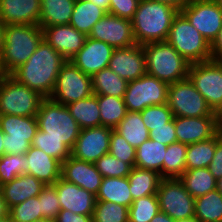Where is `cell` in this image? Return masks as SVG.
I'll return each mask as SVG.
<instances>
[{"label":"cell","instance_id":"cell-36","mask_svg":"<svg viewBox=\"0 0 222 222\" xmlns=\"http://www.w3.org/2000/svg\"><path fill=\"white\" fill-rule=\"evenodd\" d=\"M217 144V134L211 139L187 145L186 170L208 168Z\"/></svg>","mask_w":222,"mask_h":222},{"label":"cell","instance_id":"cell-19","mask_svg":"<svg viewBox=\"0 0 222 222\" xmlns=\"http://www.w3.org/2000/svg\"><path fill=\"white\" fill-rule=\"evenodd\" d=\"M113 51L114 48L109 44L87 37L84 46L70 61L83 73L92 77L108 67Z\"/></svg>","mask_w":222,"mask_h":222},{"label":"cell","instance_id":"cell-57","mask_svg":"<svg viewBox=\"0 0 222 222\" xmlns=\"http://www.w3.org/2000/svg\"><path fill=\"white\" fill-rule=\"evenodd\" d=\"M4 27H5V25H3L2 22L0 21V55L2 54V50H3Z\"/></svg>","mask_w":222,"mask_h":222},{"label":"cell","instance_id":"cell-55","mask_svg":"<svg viewBox=\"0 0 222 222\" xmlns=\"http://www.w3.org/2000/svg\"><path fill=\"white\" fill-rule=\"evenodd\" d=\"M9 216V209L6 205V202L0 192V219Z\"/></svg>","mask_w":222,"mask_h":222},{"label":"cell","instance_id":"cell-52","mask_svg":"<svg viewBox=\"0 0 222 222\" xmlns=\"http://www.w3.org/2000/svg\"><path fill=\"white\" fill-rule=\"evenodd\" d=\"M212 60L222 62V28L219 30L216 38L210 44Z\"/></svg>","mask_w":222,"mask_h":222},{"label":"cell","instance_id":"cell-49","mask_svg":"<svg viewBox=\"0 0 222 222\" xmlns=\"http://www.w3.org/2000/svg\"><path fill=\"white\" fill-rule=\"evenodd\" d=\"M149 135L150 139L167 146L177 142L174 127V117L170 122L166 123L165 126L154 127V129L149 132Z\"/></svg>","mask_w":222,"mask_h":222},{"label":"cell","instance_id":"cell-50","mask_svg":"<svg viewBox=\"0 0 222 222\" xmlns=\"http://www.w3.org/2000/svg\"><path fill=\"white\" fill-rule=\"evenodd\" d=\"M208 169L216 180L222 177V129L217 133L216 149Z\"/></svg>","mask_w":222,"mask_h":222},{"label":"cell","instance_id":"cell-13","mask_svg":"<svg viewBox=\"0 0 222 222\" xmlns=\"http://www.w3.org/2000/svg\"><path fill=\"white\" fill-rule=\"evenodd\" d=\"M188 78L215 112L222 105V62L193 63Z\"/></svg>","mask_w":222,"mask_h":222},{"label":"cell","instance_id":"cell-51","mask_svg":"<svg viewBox=\"0 0 222 222\" xmlns=\"http://www.w3.org/2000/svg\"><path fill=\"white\" fill-rule=\"evenodd\" d=\"M93 215H82L61 209L55 219V222H93Z\"/></svg>","mask_w":222,"mask_h":222},{"label":"cell","instance_id":"cell-45","mask_svg":"<svg viewBox=\"0 0 222 222\" xmlns=\"http://www.w3.org/2000/svg\"><path fill=\"white\" fill-rule=\"evenodd\" d=\"M140 113L143 123L149 132L154 129V127L165 126V124L170 122L174 117L167 103L146 107Z\"/></svg>","mask_w":222,"mask_h":222},{"label":"cell","instance_id":"cell-66","mask_svg":"<svg viewBox=\"0 0 222 222\" xmlns=\"http://www.w3.org/2000/svg\"><path fill=\"white\" fill-rule=\"evenodd\" d=\"M192 1H215V0H192Z\"/></svg>","mask_w":222,"mask_h":222},{"label":"cell","instance_id":"cell-32","mask_svg":"<svg viewBox=\"0 0 222 222\" xmlns=\"http://www.w3.org/2000/svg\"><path fill=\"white\" fill-rule=\"evenodd\" d=\"M135 149L150 139L149 130L143 123L140 112H127L126 116L114 128Z\"/></svg>","mask_w":222,"mask_h":222},{"label":"cell","instance_id":"cell-7","mask_svg":"<svg viewBox=\"0 0 222 222\" xmlns=\"http://www.w3.org/2000/svg\"><path fill=\"white\" fill-rule=\"evenodd\" d=\"M43 99L10 75L0 82V115L36 116Z\"/></svg>","mask_w":222,"mask_h":222},{"label":"cell","instance_id":"cell-3","mask_svg":"<svg viewBox=\"0 0 222 222\" xmlns=\"http://www.w3.org/2000/svg\"><path fill=\"white\" fill-rule=\"evenodd\" d=\"M43 39L40 25H5L1 59L6 73L10 75L23 65Z\"/></svg>","mask_w":222,"mask_h":222},{"label":"cell","instance_id":"cell-9","mask_svg":"<svg viewBox=\"0 0 222 222\" xmlns=\"http://www.w3.org/2000/svg\"><path fill=\"white\" fill-rule=\"evenodd\" d=\"M169 84L149 74L127 84L123 100L129 112H141L146 107L162 105L168 100Z\"/></svg>","mask_w":222,"mask_h":222},{"label":"cell","instance_id":"cell-23","mask_svg":"<svg viewBox=\"0 0 222 222\" xmlns=\"http://www.w3.org/2000/svg\"><path fill=\"white\" fill-rule=\"evenodd\" d=\"M40 0H0L3 25H39Z\"/></svg>","mask_w":222,"mask_h":222},{"label":"cell","instance_id":"cell-4","mask_svg":"<svg viewBox=\"0 0 222 222\" xmlns=\"http://www.w3.org/2000/svg\"><path fill=\"white\" fill-rule=\"evenodd\" d=\"M146 57V73L172 84L188 78L191 63L167 41L142 45Z\"/></svg>","mask_w":222,"mask_h":222},{"label":"cell","instance_id":"cell-15","mask_svg":"<svg viewBox=\"0 0 222 222\" xmlns=\"http://www.w3.org/2000/svg\"><path fill=\"white\" fill-rule=\"evenodd\" d=\"M88 37L103 41L114 49L136 44L131 20L106 13L93 27Z\"/></svg>","mask_w":222,"mask_h":222},{"label":"cell","instance_id":"cell-43","mask_svg":"<svg viewBox=\"0 0 222 222\" xmlns=\"http://www.w3.org/2000/svg\"><path fill=\"white\" fill-rule=\"evenodd\" d=\"M94 164L103 178L128 177L133 168L129 163L117 159L110 153L101 156Z\"/></svg>","mask_w":222,"mask_h":222},{"label":"cell","instance_id":"cell-29","mask_svg":"<svg viewBox=\"0 0 222 222\" xmlns=\"http://www.w3.org/2000/svg\"><path fill=\"white\" fill-rule=\"evenodd\" d=\"M107 12L92 3L89 0H76L70 20V25L79 32L89 35L92 27L106 14Z\"/></svg>","mask_w":222,"mask_h":222},{"label":"cell","instance_id":"cell-28","mask_svg":"<svg viewBox=\"0 0 222 222\" xmlns=\"http://www.w3.org/2000/svg\"><path fill=\"white\" fill-rule=\"evenodd\" d=\"M167 145L148 139L136 148L135 166L156 171L163 178V159Z\"/></svg>","mask_w":222,"mask_h":222},{"label":"cell","instance_id":"cell-11","mask_svg":"<svg viewBox=\"0 0 222 222\" xmlns=\"http://www.w3.org/2000/svg\"><path fill=\"white\" fill-rule=\"evenodd\" d=\"M5 154L25 155L38 130L36 116L0 115Z\"/></svg>","mask_w":222,"mask_h":222},{"label":"cell","instance_id":"cell-10","mask_svg":"<svg viewBox=\"0 0 222 222\" xmlns=\"http://www.w3.org/2000/svg\"><path fill=\"white\" fill-rule=\"evenodd\" d=\"M93 94L91 76L83 73L70 60L61 67L54 90L49 98L68 105Z\"/></svg>","mask_w":222,"mask_h":222},{"label":"cell","instance_id":"cell-24","mask_svg":"<svg viewBox=\"0 0 222 222\" xmlns=\"http://www.w3.org/2000/svg\"><path fill=\"white\" fill-rule=\"evenodd\" d=\"M46 185L29 174H22L0 186L8 209L31 197H37Z\"/></svg>","mask_w":222,"mask_h":222},{"label":"cell","instance_id":"cell-42","mask_svg":"<svg viewBox=\"0 0 222 222\" xmlns=\"http://www.w3.org/2000/svg\"><path fill=\"white\" fill-rule=\"evenodd\" d=\"M129 208L117 203L97 201L92 221L93 222H129Z\"/></svg>","mask_w":222,"mask_h":222},{"label":"cell","instance_id":"cell-31","mask_svg":"<svg viewBox=\"0 0 222 222\" xmlns=\"http://www.w3.org/2000/svg\"><path fill=\"white\" fill-rule=\"evenodd\" d=\"M130 193L133 200L156 194L159 184L163 179L159 173L153 170L142 169L134 166L128 175Z\"/></svg>","mask_w":222,"mask_h":222},{"label":"cell","instance_id":"cell-44","mask_svg":"<svg viewBox=\"0 0 222 222\" xmlns=\"http://www.w3.org/2000/svg\"><path fill=\"white\" fill-rule=\"evenodd\" d=\"M41 202L39 197H31L9 209L12 222H33L43 218L41 216Z\"/></svg>","mask_w":222,"mask_h":222},{"label":"cell","instance_id":"cell-54","mask_svg":"<svg viewBox=\"0 0 222 222\" xmlns=\"http://www.w3.org/2000/svg\"><path fill=\"white\" fill-rule=\"evenodd\" d=\"M150 222H175L169 215L159 211Z\"/></svg>","mask_w":222,"mask_h":222},{"label":"cell","instance_id":"cell-16","mask_svg":"<svg viewBox=\"0 0 222 222\" xmlns=\"http://www.w3.org/2000/svg\"><path fill=\"white\" fill-rule=\"evenodd\" d=\"M112 130L105 126L82 129L71 150V156L95 163L101 156L109 153Z\"/></svg>","mask_w":222,"mask_h":222},{"label":"cell","instance_id":"cell-26","mask_svg":"<svg viewBox=\"0 0 222 222\" xmlns=\"http://www.w3.org/2000/svg\"><path fill=\"white\" fill-rule=\"evenodd\" d=\"M129 187L128 177H104L96 200L117 203L129 208L133 202Z\"/></svg>","mask_w":222,"mask_h":222},{"label":"cell","instance_id":"cell-62","mask_svg":"<svg viewBox=\"0 0 222 222\" xmlns=\"http://www.w3.org/2000/svg\"><path fill=\"white\" fill-rule=\"evenodd\" d=\"M216 189L222 194V177L217 180Z\"/></svg>","mask_w":222,"mask_h":222},{"label":"cell","instance_id":"cell-27","mask_svg":"<svg viewBox=\"0 0 222 222\" xmlns=\"http://www.w3.org/2000/svg\"><path fill=\"white\" fill-rule=\"evenodd\" d=\"M76 0H40L41 27L69 24Z\"/></svg>","mask_w":222,"mask_h":222},{"label":"cell","instance_id":"cell-65","mask_svg":"<svg viewBox=\"0 0 222 222\" xmlns=\"http://www.w3.org/2000/svg\"><path fill=\"white\" fill-rule=\"evenodd\" d=\"M215 2L219 6V8L222 10V0H215Z\"/></svg>","mask_w":222,"mask_h":222},{"label":"cell","instance_id":"cell-6","mask_svg":"<svg viewBox=\"0 0 222 222\" xmlns=\"http://www.w3.org/2000/svg\"><path fill=\"white\" fill-rule=\"evenodd\" d=\"M166 41L191 64L212 60L210 43L180 11L172 21Z\"/></svg>","mask_w":222,"mask_h":222},{"label":"cell","instance_id":"cell-22","mask_svg":"<svg viewBox=\"0 0 222 222\" xmlns=\"http://www.w3.org/2000/svg\"><path fill=\"white\" fill-rule=\"evenodd\" d=\"M53 186L56 188L61 209L82 215H93L97 202L94 194L61 177Z\"/></svg>","mask_w":222,"mask_h":222},{"label":"cell","instance_id":"cell-46","mask_svg":"<svg viewBox=\"0 0 222 222\" xmlns=\"http://www.w3.org/2000/svg\"><path fill=\"white\" fill-rule=\"evenodd\" d=\"M109 153L117 159L129 163L132 167L135 166L136 149L132 147L127 140L114 129L112 130L110 136Z\"/></svg>","mask_w":222,"mask_h":222},{"label":"cell","instance_id":"cell-40","mask_svg":"<svg viewBox=\"0 0 222 222\" xmlns=\"http://www.w3.org/2000/svg\"><path fill=\"white\" fill-rule=\"evenodd\" d=\"M26 155L5 154L0 158V186L22 174H28Z\"/></svg>","mask_w":222,"mask_h":222},{"label":"cell","instance_id":"cell-33","mask_svg":"<svg viewBox=\"0 0 222 222\" xmlns=\"http://www.w3.org/2000/svg\"><path fill=\"white\" fill-rule=\"evenodd\" d=\"M93 94L123 98L128 82L111 69L104 68L91 77Z\"/></svg>","mask_w":222,"mask_h":222},{"label":"cell","instance_id":"cell-41","mask_svg":"<svg viewBox=\"0 0 222 222\" xmlns=\"http://www.w3.org/2000/svg\"><path fill=\"white\" fill-rule=\"evenodd\" d=\"M31 146L43 150L47 155L61 163L71 156V150L62 140L49 138L46 136V132L39 129L36 131Z\"/></svg>","mask_w":222,"mask_h":222},{"label":"cell","instance_id":"cell-61","mask_svg":"<svg viewBox=\"0 0 222 222\" xmlns=\"http://www.w3.org/2000/svg\"><path fill=\"white\" fill-rule=\"evenodd\" d=\"M218 120L222 123V105L215 111Z\"/></svg>","mask_w":222,"mask_h":222},{"label":"cell","instance_id":"cell-47","mask_svg":"<svg viewBox=\"0 0 222 222\" xmlns=\"http://www.w3.org/2000/svg\"><path fill=\"white\" fill-rule=\"evenodd\" d=\"M38 197L41 202V216L55 221L61 210L56 188L53 185H46Z\"/></svg>","mask_w":222,"mask_h":222},{"label":"cell","instance_id":"cell-17","mask_svg":"<svg viewBox=\"0 0 222 222\" xmlns=\"http://www.w3.org/2000/svg\"><path fill=\"white\" fill-rule=\"evenodd\" d=\"M174 127L177 142L188 145L211 139L222 129V123L217 116H174Z\"/></svg>","mask_w":222,"mask_h":222},{"label":"cell","instance_id":"cell-2","mask_svg":"<svg viewBox=\"0 0 222 222\" xmlns=\"http://www.w3.org/2000/svg\"><path fill=\"white\" fill-rule=\"evenodd\" d=\"M179 10L155 0H140L132 22L136 44L166 41Z\"/></svg>","mask_w":222,"mask_h":222},{"label":"cell","instance_id":"cell-58","mask_svg":"<svg viewBox=\"0 0 222 222\" xmlns=\"http://www.w3.org/2000/svg\"><path fill=\"white\" fill-rule=\"evenodd\" d=\"M3 138H4V132L1 130L0 127V158L5 155V150H4V146H3Z\"/></svg>","mask_w":222,"mask_h":222},{"label":"cell","instance_id":"cell-30","mask_svg":"<svg viewBox=\"0 0 222 222\" xmlns=\"http://www.w3.org/2000/svg\"><path fill=\"white\" fill-rule=\"evenodd\" d=\"M66 107L81 130L101 126L98 95L92 94L87 98L68 104Z\"/></svg>","mask_w":222,"mask_h":222},{"label":"cell","instance_id":"cell-5","mask_svg":"<svg viewBox=\"0 0 222 222\" xmlns=\"http://www.w3.org/2000/svg\"><path fill=\"white\" fill-rule=\"evenodd\" d=\"M38 129L49 138L59 139L72 150L81 128L71 116L66 105L44 98L36 114Z\"/></svg>","mask_w":222,"mask_h":222},{"label":"cell","instance_id":"cell-60","mask_svg":"<svg viewBox=\"0 0 222 222\" xmlns=\"http://www.w3.org/2000/svg\"><path fill=\"white\" fill-rule=\"evenodd\" d=\"M175 222H200L197 218L192 217L189 219H180V220H175Z\"/></svg>","mask_w":222,"mask_h":222},{"label":"cell","instance_id":"cell-37","mask_svg":"<svg viewBox=\"0 0 222 222\" xmlns=\"http://www.w3.org/2000/svg\"><path fill=\"white\" fill-rule=\"evenodd\" d=\"M101 126L114 129L128 112L123 98L98 95Z\"/></svg>","mask_w":222,"mask_h":222},{"label":"cell","instance_id":"cell-1","mask_svg":"<svg viewBox=\"0 0 222 222\" xmlns=\"http://www.w3.org/2000/svg\"><path fill=\"white\" fill-rule=\"evenodd\" d=\"M66 61L43 39L30 58L10 76L44 98H49L54 90L59 71Z\"/></svg>","mask_w":222,"mask_h":222},{"label":"cell","instance_id":"cell-18","mask_svg":"<svg viewBox=\"0 0 222 222\" xmlns=\"http://www.w3.org/2000/svg\"><path fill=\"white\" fill-rule=\"evenodd\" d=\"M108 68L127 82L146 74V57L142 45L114 49Z\"/></svg>","mask_w":222,"mask_h":222},{"label":"cell","instance_id":"cell-64","mask_svg":"<svg viewBox=\"0 0 222 222\" xmlns=\"http://www.w3.org/2000/svg\"><path fill=\"white\" fill-rule=\"evenodd\" d=\"M0 222H12V220H11L10 216H7L5 218H1Z\"/></svg>","mask_w":222,"mask_h":222},{"label":"cell","instance_id":"cell-48","mask_svg":"<svg viewBox=\"0 0 222 222\" xmlns=\"http://www.w3.org/2000/svg\"><path fill=\"white\" fill-rule=\"evenodd\" d=\"M140 0H109L108 13L132 20Z\"/></svg>","mask_w":222,"mask_h":222},{"label":"cell","instance_id":"cell-53","mask_svg":"<svg viewBox=\"0 0 222 222\" xmlns=\"http://www.w3.org/2000/svg\"><path fill=\"white\" fill-rule=\"evenodd\" d=\"M155 1L173 6L174 8L180 11L182 8L186 7L192 0H155Z\"/></svg>","mask_w":222,"mask_h":222},{"label":"cell","instance_id":"cell-25","mask_svg":"<svg viewBox=\"0 0 222 222\" xmlns=\"http://www.w3.org/2000/svg\"><path fill=\"white\" fill-rule=\"evenodd\" d=\"M25 155L29 164L28 174L45 185H53L61 177V162L43 150L31 146Z\"/></svg>","mask_w":222,"mask_h":222},{"label":"cell","instance_id":"cell-14","mask_svg":"<svg viewBox=\"0 0 222 222\" xmlns=\"http://www.w3.org/2000/svg\"><path fill=\"white\" fill-rule=\"evenodd\" d=\"M180 12L210 44L222 28V10L215 1H191Z\"/></svg>","mask_w":222,"mask_h":222},{"label":"cell","instance_id":"cell-8","mask_svg":"<svg viewBox=\"0 0 222 222\" xmlns=\"http://www.w3.org/2000/svg\"><path fill=\"white\" fill-rule=\"evenodd\" d=\"M167 104L176 117L217 116L189 78L169 84Z\"/></svg>","mask_w":222,"mask_h":222},{"label":"cell","instance_id":"cell-12","mask_svg":"<svg viewBox=\"0 0 222 222\" xmlns=\"http://www.w3.org/2000/svg\"><path fill=\"white\" fill-rule=\"evenodd\" d=\"M160 211L174 220L194 217L195 198L179 178H163L156 193Z\"/></svg>","mask_w":222,"mask_h":222},{"label":"cell","instance_id":"cell-34","mask_svg":"<svg viewBox=\"0 0 222 222\" xmlns=\"http://www.w3.org/2000/svg\"><path fill=\"white\" fill-rule=\"evenodd\" d=\"M179 180L194 198L203 196L216 189L217 180L208 168L186 170L179 177Z\"/></svg>","mask_w":222,"mask_h":222},{"label":"cell","instance_id":"cell-38","mask_svg":"<svg viewBox=\"0 0 222 222\" xmlns=\"http://www.w3.org/2000/svg\"><path fill=\"white\" fill-rule=\"evenodd\" d=\"M186 151L187 144L168 145L163 159V178H179L186 171Z\"/></svg>","mask_w":222,"mask_h":222},{"label":"cell","instance_id":"cell-59","mask_svg":"<svg viewBox=\"0 0 222 222\" xmlns=\"http://www.w3.org/2000/svg\"><path fill=\"white\" fill-rule=\"evenodd\" d=\"M7 76H8V74L4 70L1 55H0V82L3 81Z\"/></svg>","mask_w":222,"mask_h":222},{"label":"cell","instance_id":"cell-20","mask_svg":"<svg viewBox=\"0 0 222 222\" xmlns=\"http://www.w3.org/2000/svg\"><path fill=\"white\" fill-rule=\"evenodd\" d=\"M61 178L95 196L98 194L103 179L94 163L79 160L73 156L61 163Z\"/></svg>","mask_w":222,"mask_h":222},{"label":"cell","instance_id":"cell-35","mask_svg":"<svg viewBox=\"0 0 222 222\" xmlns=\"http://www.w3.org/2000/svg\"><path fill=\"white\" fill-rule=\"evenodd\" d=\"M194 217L200 222H222V194L215 189L195 198Z\"/></svg>","mask_w":222,"mask_h":222},{"label":"cell","instance_id":"cell-63","mask_svg":"<svg viewBox=\"0 0 222 222\" xmlns=\"http://www.w3.org/2000/svg\"><path fill=\"white\" fill-rule=\"evenodd\" d=\"M33 222H55V221L50 220V219L41 218V219H37V220H35Z\"/></svg>","mask_w":222,"mask_h":222},{"label":"cell","instance_id":"cell-39","mask_svg":"<svg viewBox=\"0 0 222 222\" xmlns=\"http://www.w3.org/2000/svg\"><path fill=\"white\" fill-rule=\"evenodd\" d=\"M159 211L156 194L135 199L129 207V222H150Z\"/></svg>","mask_w":222,"mask_h":222},{"label":"cell","instance_id":"cell-21","mask_svg":"<svg viewBox=\"0 0 222 222\" xmlns=\"http://www.w3.org/2000/svg\"><path fill=\"white\" fill-rule=\"evenodd\" d=\"M41 28L44 39L66 60H71L79 52L88 37L70 24Z\"/></svg>","mask_w":222,"mask_h":222},{"label":"cell","instance_id":"cell-56","mask_svg":"<svg viewBox=\"0 0 222 222\" xmlns=\"http://www.w3.org/2000/svg\"><path fill=\"white\" fill-rule=\"evenodd\" d=\"M95 5L103 8L107 13H108V8H109V0H89Z\"/></svg>","mask_w":222,"mask_h":222}]
</instances>
